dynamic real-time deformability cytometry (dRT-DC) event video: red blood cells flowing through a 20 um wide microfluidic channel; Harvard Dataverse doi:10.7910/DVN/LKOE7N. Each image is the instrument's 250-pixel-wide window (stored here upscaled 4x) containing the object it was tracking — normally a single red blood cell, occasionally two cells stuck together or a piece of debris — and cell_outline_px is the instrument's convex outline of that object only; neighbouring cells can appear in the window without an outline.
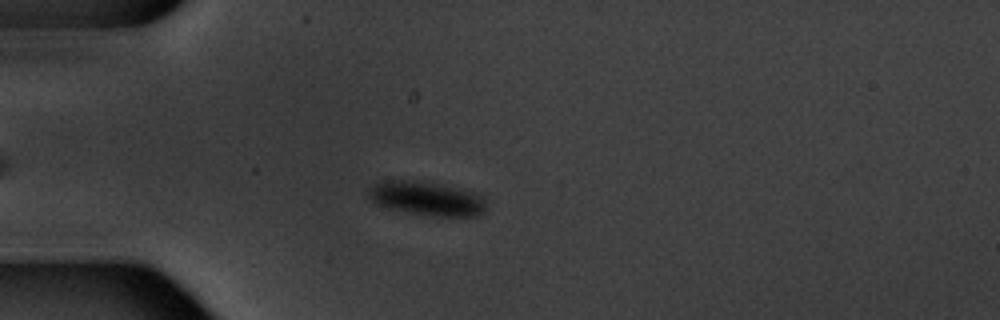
{"species": "common noctule bat (a hibernating species)", "species_latin": "Nyctalus noctula", "temperature_condition": "warm", "stored_images_in_passage": 7, "camera_frame_rate_fps": 3000, "um_per_image_px": 0.085, "animal": {"sex": "male", "body_mass_g": 20.1, "forearm_length_mm": 53.5}, "frame": {"image": 1, "passage_image": 3, "time_ms": 2.333, "image_size_px": [1000, 320], "cell_outline_px": [[484, 212], [480, 216], [432, 216], [392, 208], [376, 204], [368, 196], [368, 188], [384, 180], [408, 180], [432, 184], [472, 192], [480, 196], [484, 200]], "centroid_in_image_um": [36.24, 16.89], "position_along_channel_um": 48.8, "area_um2": 22.43}}